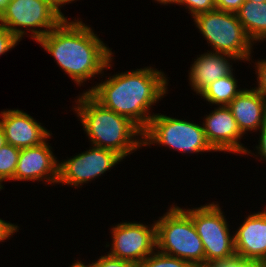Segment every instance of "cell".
<instances>
[{
    "label": "cell",
    "mask_w": 266,
    "mask_h": 267,
    "mask_svg": "<svg viewBox=\"0 0 266 267\" xmlns=\"http://www.w3.org/2000/svg\"><path fill=\"white\" fill-rule=\"evenodd\" d=\"M0 117L6 143L18 149L37 146L52 135L41 123L22 110L7 109L1 111Z\"/></svg>",
    "instance_id": "13"
},
{
    "label": "cell",
    "mask_w": 266,
    "mask_h": 267,
    "mask_svg": "<svg viewBox=\"0 0 266 267\" xmlns=\"http://www.w3.org/2000/svg\"><path fill=\"white\" fill-rule=\"evenodd\" d=\"M75 102L74 110L91 146L115 151L123 159L143 147V132L128 118L105 108L88 92Z\"/></svg>",
    "instance_id": "3"
},
{
    "label": "cell",
    "mask_w": 266,
    "mask_h": 267,
    "mask_svg": "<svg viewBox=\"0 0 266 267\" xmlns=\"http://www.w3.org/2000/svg\"><path fill=\"white\" fill-rule=\"evenodd\" d=\"M228 107L243 134L260 130L266 123V98L255 88L242 89Z\"/></svg>",
    "instance_id": "15"
},
{
    "label": "cell",
    "mask_w": 266,
    "mask_h": 267,
    "mask_svg": "<svg viewBox=\"0 0 266 267\" xmlns=\"http://www.w3.org/2000/svg\"><path fill=\"white\" fill-rule=\"evenodd\" d=\"M154 1H157L160 4L166 5V4H177L178 0H154Z\"/></svg>",
    "instance_id": "34"
},
{
    "label": "cell",
    "mask_w": 266,
    "mask_h": 267,
    "mask_svg": "<svg viewBox=\"0 0 266 267\" xmlns=\"http://www.w3.org/2000/svg\"><path fill=\"white\" fill-rule=\"evenodd\" d=\"M212 267H242V258L235 256L232 259L215 262Z\"/></svg>",
    "instance_id": "28"
},
{
    "label": "cell",
    "mask_w": 266,
    "mask_h": 267,
    "mask_svg": "<svg viewBox=\"0 0 266 267\" xmlns=\"http://www.w3.org/2000/svg\"><path fill=\"white\" fill-rule=\"evenodd\" d=\"M156 250L193 266L205 265V251L192 218L177 205L156 220Z\"/></svg>",
    "instance_id": "4"
},
{
    "label": "cell",
    "mask_w": 266,
    "mask_h": 267,
    "mask_svg": "<svg viewBox=\"0 0 266 267\" xmlns=\"http://www.w3.org/2000/svg\"><path fill=\"white\" fill-rule=\"evenodd\" d=\"M230 59L234 56L225 53L209 52L197 56L189 71V84L196 94H201L209 85L219 78L229 75L232 71Z\"/></svg>",
    "instance_id": "16"
},
{
    "label": "cell",
    "mask_w": 266,
    "mask_h": 267,
    "mask_svg": "<svg viewBox=\"0 0 266 267\" xmlns=\"http://www.w3.org/2000/svg\"><path fill=\"white\" fill-rule=\"evenodd\" d=\"M168 81L161 70L149 66L116 73L85 92L105 108L128 118L144 132L155 115L149 110L166 96Z\"/></svg>",
    "instance_id": "1"
},
{
    "label": "cell",
    "mask_w": 266,
    "mask_h": 267,
    "mask_svg": "<svg viewBox=\"0 0 266 267\" xmlns=\"http://www.w3.org/2000/svg\"><path fill=\"white\" fill-rule=\"evenodd\" d=\"M213 52L234 56L238 61H250L253 42L247 36L237 14L213 10L193 18Z\"/></svg>",
    "instance_id": "5"
},
{
    "label": "cell",
    "mask_w": 266,
    "mask_h": 267,
    "mask_svg": "<svg viewBox=\"0 0 266 267\" xmlns=\"http://www.w3.org/2000/svg\"><path fill=\"white\" fill-rule=\"evenodd\" d=\"M203 120L202 126L206 139L217 152H233L234 154H251L240 142L244 135L228 106L214 108Z\"/></svg>",
    "instance_id": "11"
},
{
    "label": "cell",
    "mask_w": 266,
    "mask_h": 267,
    "mask_svg": "<svg viewBox=\"0 0 266 267\" xmlns=\"http://www.w3.org/2000/svg\"><path fill=\"white\" fill-rule=\"evenodd\" d=\"M47 139L33 147L20 149L13 181H45L56 184L59 176V160L52 152Z\"/></svg>",
    "instance_id": "12"
},
{
    "label": "cell",
    "mask_w": 266,
    "mask_h": 267,
    "mask_svg": "<svg viewBox=\"0 0 266 267\" xmlns=\"http://www.w3.org/2000/svg\"><path fill=\"white\" fill-rule=\"evenodd\" d=\"M136 267H193V265L178 257L169 256L155 250L143 261L137 263Z\"/></svg>",
    "instance_id": "20"
},
{
    "label": "cell",
    "mask_w": 266,
    "mask_h": 267,
    "mask_svg": "<svg viewBox=\"0 0 266 267\" xmlns=\"http://www.w3.org/2000/svg\"><path fill=\"white\" fill-rule=\"evenodd\" d=\"M193 267H212L211 265H197V266H193Z\"/></svg>",
    "instance_id": "36"
},
{
    "label": "cell",
    "mask_w": 266,
    "mask_h": 267,
    "mask_svg": "<svg viewBox=\"0 0 266 267\" xmlns=\"http://www.w3.org/2000/svg\"><path fill=\"white\" fill-rule=\"evenodd\" d=\"M86 263H83L82 261L78 260L75 261L70 267H94L93 264L85 265Z\"/></svg>",
    "instance_id": "32"
},
{
    "label": "cell",
    "mask_w": 266,
    "mask_h": 267,
    "mask_svg": "<svg viewBox=\"0 0 266 267\" xmlns=\"http://www.w3.org/2000/svg\"><path fill=\"white\" fill-rule=\"evenodd\" d=\"M236 14L254 44L266 40V2L245 1Z\"/></svg>",
    "instance_id": "17"
},
{
    "label": "cell",
    "mask_w": 266,
    "mask_h": 267,
    "mask_svg": "<svg viewBox=\"0 0 266 267\" xmlns=\"http://www.w3.org/2000/svg\"><path fill=\"white\" fill-rule=\"evenodd\" d=\"M94 267H136V264L123 259L114 258L110 255L100 256L96 262H92Z\"/></svg>",
    "instance_id": "23"
},
{
    "label": "cell",
    "mask_w": 266,
    "mask_h": 267,
    "mask_svg": "<svg viewBox=\"0 0 266 267\" xmlns=\"http://www.w3.org/2000/svg\"><path fill=\"white\" fill-rule=\"evenodd\" d=\"M235 232L237 257L266 262V209L250 214Z\"/></svg>",
    "instance_id": "14"
},
{
    "label": "cell",
    "mask_w": 266,
    "mask_h": 267,
    "mask_svg": "<svg viewBox=\"0 0 266 267\" xmlns=\"http://www.w3.org/2000/svg\"><path fill=\"white\" fill-rule=\"evenodd\" d=\"M20 40L5 26L0 24V55L13 49Z\"/></svg>",
    "instance_id": "22"
},
{
    "label": "cell",
    "mask_w": 266,
    "mask_h": 267,
    "mask_svg": "<svg viewBox=\"0 0 266 267\" xmlns=\"http://www.w3.org/2000/svg\"><path fill=\"white\" fill-rule=\"evenodd\" d=\"M47 2H49L53 7H55L62 15L63 13L61 12V6H63L64 4H69L75 0H45ZM60 7V8H59Z\"/></svg>",
    "instance_id": "30"
},
{
    "label": "cell",
    "mask_w": 266,
    "mask_h": 267,
    "mask_svg": "<svg viewBox=\"0 0 266 267\" xmlns=\"http://www.w3.org/2000/svg\"><path fill=\"white\" fill-rule=\"evenodd\" d=\"M59 162V176L57 184H67L71 187H82L102 174L109 171L123 158L115 151L92 146L89 150Z\"/></svg>",
    "instance_id": "9"
},
{
    "label": "cell",
    "mask_w": 266,
    "mask_h": 267,
    "mask_svg": "<svg viewBox=\"0 0 266 267\" xmlns=\"http://www.w3.org/2000/svg\"><path fill=\"white\" fill-rule=\"evenodd\" d=\"M156 222L144 225L138 222H122L111 229L112 246L108 255L131 261H143L156 250Z\"/></svg>",
    "instance_id": "10"
},
{
    "label": "cell",
    "mask_w": 266,
    "mask_h": 267,
    "mask_svg": "<svg viewBox=\"0 0 266 267\" xmlns=\"http://www.w3.org/2000/svg\"><path fill=\"white\" fill-rule=\"evenodd\" d=\"M20 149L10 144L0 148V188L4 189L2 182L12 180L18 163Z\"/></svg>",
    "instance_id": "19"
},
{
    "label": "cell",
    "mask_w": 266,
    "mask_h": 267,
    "mask_svg": "<svg viewBox=\"0 0 266 267\" xmlns=\"http://www.w3.org/2000/svg\"><path fill=\"white\" fill-rule=\"evenodd\" d=\"M11 0H0V17Z\"/></svg>",
    "instance_id": "33"
},
{
    "label": "cell",
    "mask_w": 266,
    "mask_h": 267,
    "mask_svg": "<svg viewBox=\"0 0 266 267\" xmlns=\"http://www.w3.org/2000/svg\"><path fill=\"white\" fill-rule=\"evenodd\" d=\"M217 10L237 13L245 0H214Z\"/></svg>",
    "instance_id": "25"
},
{
    "label": "cell",
    "mask_w": 266,
    "mask_h": 267,
    "mask_svg": "<svg viewBox=\"0 0 266 267\" xmlns=\"http://www.w3.org/2000/svg\"><path fill=\"white\" fill-rule=\"evenodd\" d=\"M178 5H184L191 13L192 18L201 13H206L216 9L214 0H178Z\"/></svg>",
    "instance_id": "21"
},
{
    "label": "cell",
    "mask_w": 266,
    "mask_h": 267,
    "mask_svg": "<svg viewBox=\"0 0 266 267\" xmlns=\"http://www.w3.org/2000/svg\"><path fill=\"white\" fill-rule=\"evenodd\" d=\"M245 1H249V2H257V3H259V2H266V0H245Z\"/></svg>",
    "instance_id": "35"
},
{
    "label": "cell",
    "mask_w": 266,
    "mask_h": 267,
    "mask_svg": "<svg viewBox=\"0 0 266 267\" xmlns=\"http://www.w3.org/2000/svg\"><path fill=\"white\" fill-rule=\"evenodd\" d=\"M200 125L157 113L143 132V146L158 144L182 153L216 152Z\"/></svg>",
    "instance_id": "6"
},
{
    "label": "cell",
    "mask_w": 266,
    "mask_h": 267,
    "mask_svg": "<svg viewBox=\"0 0 266 267\" xmlns=\"http://www.w3.org/2000/svg\"><path fill=\"white\" fill-rule=\"evenodd\" d=\"M237 79L233 71L212 82L199 96L203 97L210 104L217 106H228L229 103L242 91L238 88Z\"/></svg>",
    "instance_id": "18"
},
{
    "label": "cell",
    "mask_w": 266,
    "mask_h": 267,
    "mask_svg": "<svg viewBox=\"0 0 266 267\" xmlns=\"http://www.w3.org/2000/svg\"><path fill=\"white\" fill-rule=\"evenodd\" d=\"M242 267H266V262L242 259Z\"/></svg>",
    "instance_id": "29"
},
{
    "label": "cell",
    "mask_w": 266,
    "mask_h": 267,
    "mask_svg": "<svg viewBox=\"0 0 266 267\" xmlns=\"http://www.w3.org/2000/svg\"><path fill=\"white\" fill-rule=\"evenodd\" d=\"M259 131L261 134L259 136L258 145H256L255 148L258 151V154L261 156L260 161H266V123Z\"/></svg>",
    "instance_id": "27"
},
{
    "label": "cell",
    "mask_w": 266,
    "mask_h": 267,
    "mask_svg": "<svg viewBox=\"0 0 266 267\" xmlns=\"http://www.w3.org/2000/svg\"><path fill=\"white\" fill-rule=\"evenodd\" d=\"M65 18L67 17L45 0H11L0 17V24L19 40L27 34L25 30H28L30 37L38 42Z\"/></svg>",
    "instance_id": "8"
},
{
    "label": "cell",
    "mask_w": 266,
    "mask_h": 267,
    "mask_svg": "<svg viewBox=\"0 0 266 267\" xmlns=\"http://www.w3.org/2000/svg\"><path fill=\"white\" fill-rule=\"evenodd\" d=\"M18 228L19 226L0 219V242L9 239L10 236L18 232Z\"/></svg>",
    "instance_id": "26"
},
{
    "label": "cell",
    "mask_w": 266,
    "mask_h": 267,
    "mask_svg": "<svg viewBox=\"0 0 266 267\" xmlns=\"http://www.w3.org/2000/svg\"><path fill=\"white\" fill-rule=\"evenodd\" d=\"M6 138L3 131V128L0 126V148H2L4 145H6Z\"/></svg>",
    "instance_id": "31"
},
{
    "label": "cell",
    "mask_w": 266,
    "mask_h": 267,
    "mask_svg": "<svg viewBox=\"0 0 266 267\" xmlns=\"http://www.w3.org/2000/svg\"><path fill=\"white\" fill-rule=\"evenodd\" d=\"M219 204L212 202L198 208L183 209L193 221L205 251V265L232 259L236 256L234 234Z\"/></svg>",
    "instance_id": "7"
},
{
    "label": "cell",
    "mask_w": 266,
    "mask_h": 267,
    "mask_svg": "<svg viewBox=\"0 0 266 267\" xmlns=\"http://www.w3.org/2000/svg\"><path fill=\"white\" fill-rule=\"evenodd\" d=\"M256 64V76H257V86L255 89L260 92L266 98V59H260L255 62Z\"/></svg>",
    "instance_id": "24"
},
{
    "label": "cell",
    "mask_w": 266,
    "mask_h": 267,
    "mask_svg": "<svg viewBox=\"0 0 266 267\" xmlns=\"http://www.w3.org/2000/svg\"><path fill=\"white\" fill-rule=\"evenodd\" d=\"M37 43L80 86L91 77L104 74V69L112 67L114 57L110 48L91 27L79 19L70 21L65 18Z\"/></svg>",
    "instance_id": "2"
}]
</instances>
